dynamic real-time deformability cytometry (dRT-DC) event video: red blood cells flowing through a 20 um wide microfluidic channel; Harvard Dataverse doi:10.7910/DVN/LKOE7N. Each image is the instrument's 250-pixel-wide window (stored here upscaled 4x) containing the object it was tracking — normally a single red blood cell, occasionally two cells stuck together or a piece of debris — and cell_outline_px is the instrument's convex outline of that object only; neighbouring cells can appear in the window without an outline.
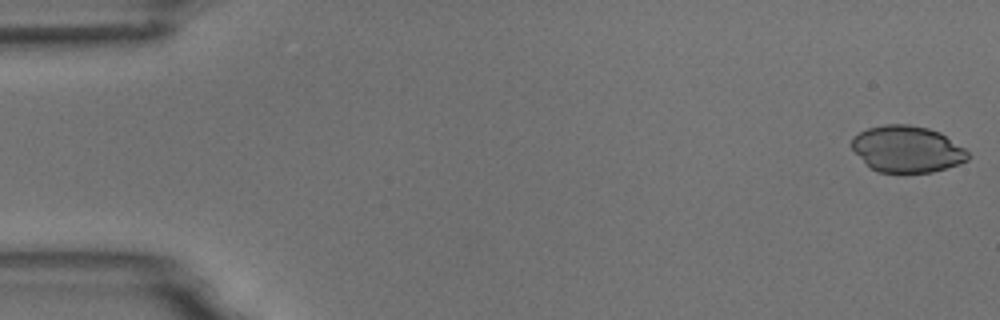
{"species": "common noctule bat (a hibernating species)", "species_latin": "Nyctalus noctula", "temperature_condition": "room temperature", "stored_images_in_passage": 4, "camera_frame_rate_fps": 3000, "um_per_image_px": 0.085, "animal": {"sex": "male", "body_mass_g": 18.8}, "frame": {"image": 1, "passage_image": 1, "time_ms": 0.0, "image_size_px": [1000, 320], "cell_outline_px": [[968, 160], [960, 164], [932, 172], [876, 172], [852, 148], [852, 136], [868, 128], [884, 124], [908, 124], [928, 128], [940, 132], [964, 148], [968, 152]], "centroid_in_image_um": [77.12, 12.66], "position_along_channel_um": 7.9, "area_um2": 31.27}}